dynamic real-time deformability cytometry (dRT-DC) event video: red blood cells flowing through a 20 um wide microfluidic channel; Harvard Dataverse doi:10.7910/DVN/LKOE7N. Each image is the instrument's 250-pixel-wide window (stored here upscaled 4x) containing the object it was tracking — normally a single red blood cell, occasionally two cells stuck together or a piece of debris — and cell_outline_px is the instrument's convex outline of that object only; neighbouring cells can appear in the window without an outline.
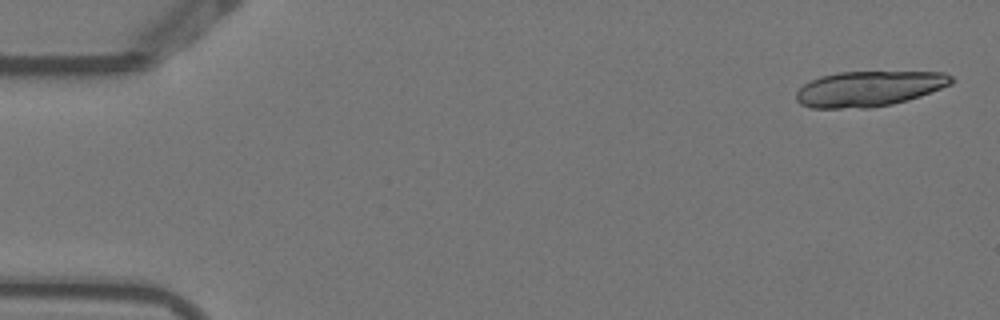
{"species": "Egyptian fruit bat (a non-hibernating species)", "species_latin": "Rousettus aegyptiacus", "temperature_condition": "warm", "stored_images_in_passage": 9, "camera_frame_rate_fps": 3000, "um_per_image_px": 0.085, "animal": {"sex": "female"}, "frame": {"image": 1, "passage_image": 1, "time_ms": 0.0, "image_size_px": [1000, 320], "cell_outline_px": [[952, 84], [920, 96], [908, 100], [892, 104], [868, 108], [812, 108], [800, 104], [796, 100], [796, 92], [804, 84], [820, 76], [840, 72], [944, 72], [952, 76]], "centroid_in_image_um": [73.85, 7.54], "position_along_channel_um": 11.1, "area_um2": 31.91}}
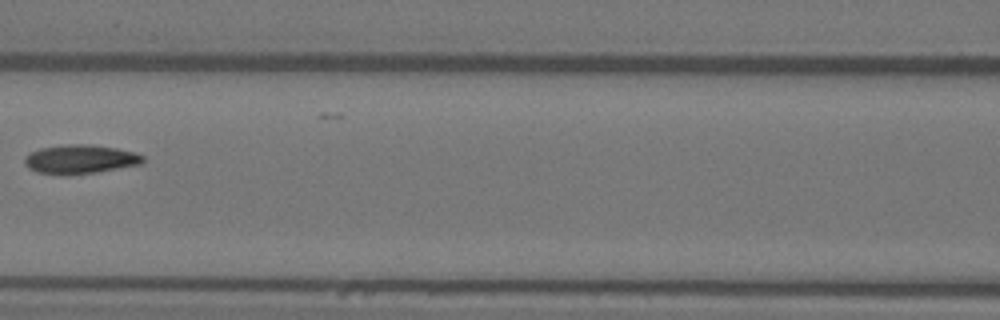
{"frame": {"image": 2, "passage_image": 6, "time_ms": 1.667, "image_size_px": [1000, 320], "cell_outline_px": [[144, 160], [140, 164], [96, 172], [64, 176], [36, 172], [28, 168], [24, 164], [24, 156], [40, 148], [68, 144], [88, 144], [116, 148], [136, 152], [144, 156]], "centroid_in_image_um": [6.78, 13.54], "position_along_channel_um": 159.8, "area_um2": 20.11}}
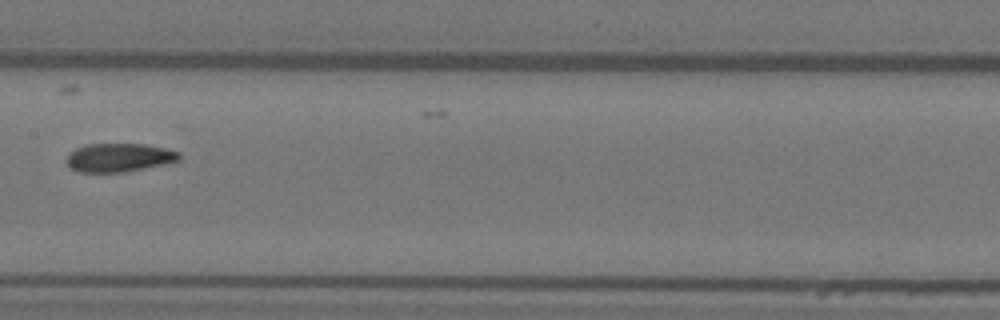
{"frame": {"image": 3, "passage_image": 7, "time_ms": 2.0, "image_size_px": [1000, 320], "cell_outline_px": [[180, 160], [124, 172], [80, 172], [72, 168], [64, 160], [68, 152], [76, 148], [88, 144], [144, 144], [164, 148], [180, 152]], "centroid_in_image_um": [10.07, 13.38], "position_along_channel_um": 197.3, "area_um2": 18.61}}